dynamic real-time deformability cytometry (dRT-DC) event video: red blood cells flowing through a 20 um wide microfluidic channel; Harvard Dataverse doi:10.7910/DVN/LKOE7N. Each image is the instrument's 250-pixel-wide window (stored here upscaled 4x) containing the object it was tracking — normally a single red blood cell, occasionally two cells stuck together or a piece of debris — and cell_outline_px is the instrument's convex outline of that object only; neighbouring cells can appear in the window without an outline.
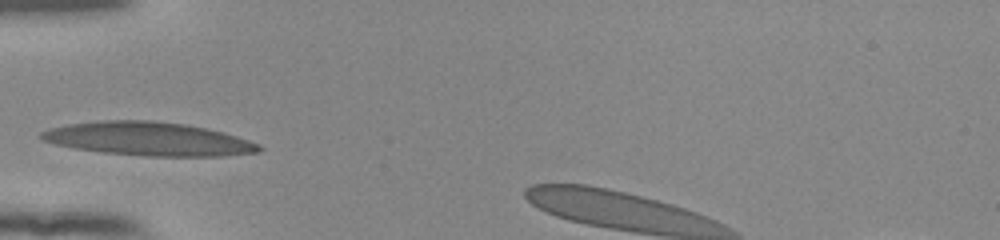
{"species": "human", "species_latin": "Homo sapiens", "temperature_condition": "room temperature", "stored_images_in_passage": 27, "camera_frame_rate_fps": 3000, "um_per_image_px": 0.085, "donor": {"sex": "female"}, "frame": {"image": 1, "passage_image": 1, "time_ms": 0.0, "image_size_px": [1000, 240], "cell_outline_px": [[264, 148], [256, 152], [220, 156], [148, 156], [104, 152], [72, 148], [40, 140], [36, 136], [40, 132], [48, 128], [68, 124], [100, 120], [152, 120], [184, 124], [224, 132], [260, 144]], "centroid_in_image_um": [12.55, 11.8], "position_along_channel_um": 72.5, "area_um2": 42.6}}
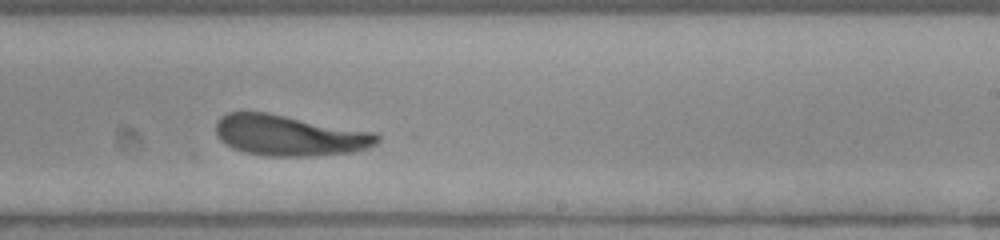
{"frame": {"image": 2, "passage_image": 16, "time_ms": 5.0, "image_size_px": [1000, 240], "cell_outline_px": [[380, 140], [376, 144], [368, 148], [352, 152], [312, 156], [268, 156], [244, 152], [232, 148], [220, 140], [216, 132], [216, 120], [220, 116], [228, 112], [268, 112], [372, 132], [380, 136]], "centroid_in_image_um": [24.56, 11.51], "position_along_channel_um": 264.4, "area_um2": 38.32}}
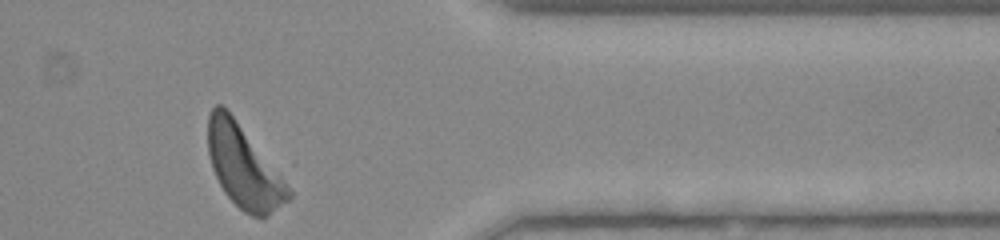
{"frame": {"image": 3, "passage_image": 27, "time_ms": 8.667, "image_size_px": [1000, 240], "cell_outline_px": [[292, 196], [288, 200], [268, 216], [252, 216], [244, 212], [224, 192], [212, 168], [208, 152], [208, 116], [212, 108], [216, 104], [220, 104], [232, 116], [280, 176], [292, 192]], "centroid_in_image_um": [20.67, 14.2], "position_along_channel_um": 390.7, "area_um2": 37.11}, "authors_computed_cell_mechanics": {"area_um2": 38.5526, "velocity_mm_per_s": 3.8597, "shape_relaxation_time_tau1_ms": 2.8873, "shape_relaxation_time_tau2_ms": 2.7199, "deformation_change_tau1": 0.1555, "deformation_change_tau2": 0.1206}}